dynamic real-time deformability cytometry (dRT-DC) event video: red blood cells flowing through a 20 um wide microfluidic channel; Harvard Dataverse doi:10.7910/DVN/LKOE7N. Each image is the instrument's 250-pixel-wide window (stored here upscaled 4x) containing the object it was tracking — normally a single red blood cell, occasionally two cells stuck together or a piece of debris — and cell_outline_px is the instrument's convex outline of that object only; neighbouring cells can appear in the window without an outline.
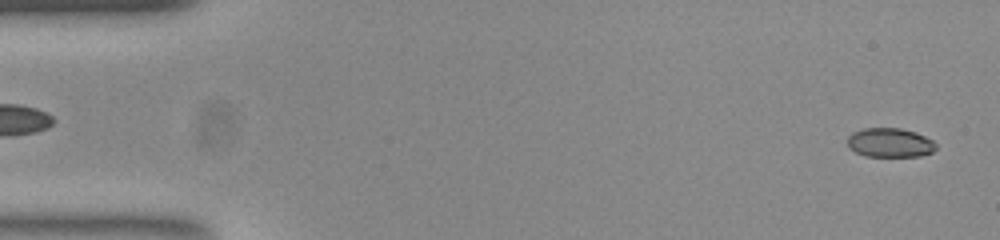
{"species": "common noctule bat (a hibernating species)", "species_latin": "Nyctalus noctula", "temperature_condition": "room temperature", "stored_images_in_passage": 54, "camera_frame_rate_fps": 3000, "um_per_image_px": 0.085, "animal": {"sex": "female", "body_mass_g": 23.0, "forearm_length_mm": 53.4}, "frame": {"image": 1, "passage_image": 2, "time_ms": 0.333, "image_size_px": [1000, 240], "cell_outline_px": [[936, 148], [932, 152], [920, 156], [864, 156], [848, 148], [848, 136], [852, 132], [864, 128], [900, 128], [916, 132], [932, 140], [936, 144]], "centroid_in_image_um": [75.63, 12.12], "position_along_channel_um": 9.4, "area_um2": 15.09}}
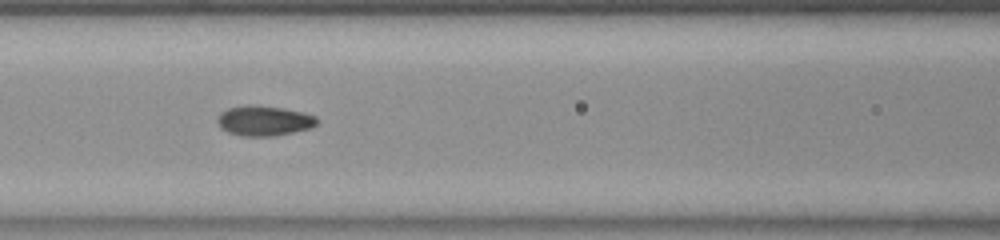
{"frame": {"image": 2, "passage_image": 23, "time_ms": 7.333, "image_size_px": [1000, 240], "cell_outline_px": [[320, 120], [312, 128], [272, 136], [244, 136], [228, 132], [220, 128], [216, 120], [220, 112], [228, 108], [244, 104], [256, 104], [284, 108], [304, 112], [316, 116]], "centroid_in_image_um": [22.44, 10.24], "position_along_channel_um": 144.2, "area_um2": 17.8}}
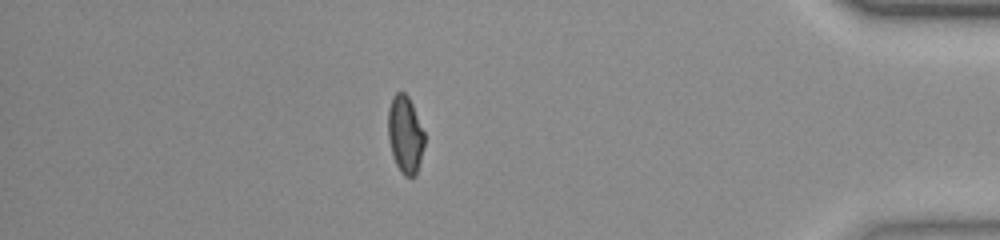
{"frame": {"image": 3, "passage_image": 47, "time_ms": 15.333, "image_size_px": [1000, 240], "cell_outline_px": [[424, 144], [416, 176], [404, 176], [400, 172], [392, 156], [388, 140], [388, 108], [392, 96], [396, 92], [404, 92], [408, 96], [412, 104], [424, 132]], "centroid_in_image_um": [34.42, 11.43], "position_along_channel_um": 400.8, "area_um2": 16.47}, "authors_computed_cell_mechanics": {"area_um2": 16.7042, "velocity_mm_per_s": 3.7674, "shape_relaxation_time_tau1_ms": null, "shape_relaxation_time_tau2_ms": 0.8595, "deformation_change_tau1": null, "deformation_change_tau2": 0.0489}}